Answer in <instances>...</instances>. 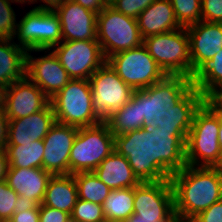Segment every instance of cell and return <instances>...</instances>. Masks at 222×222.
Returning <instances> with one entry per match:
<instances>
[{
    "label": "cell",
    "instance_id": "cell-1",
    "mask_svg": "<svg viewBox=\"0 0 222 222\" xmlns=\"http://www.w3.org/2000/svg\"><path fill=\"white\" fill-rule=\"evenodd\" d=\"M188 132L165 131L145 125L115 135V150L127 158L141 182L164 181L186 166Z\"/></svg>",
    "mask_w": 222,
    "mask_h": 222
},
{
    "label": "cell",
    "instance_id": "cell-2",
    "mask_svg": "<svg viewBox=\"0 0 222 222\" xmlns=\"http://www.w3.org/2000/svg\"><path fill=\"white\" fill-rule=\"evenodd\" d=\"M175 216L191 221L222 199V167L186 165L170 177Z\"/></svg>",
    "mask_w": 222,
    "mask_h": 222
},
{
    "label": "cell",
    "instance_id": "cell-3",
    "mask_svg": "<svg viewBox=\"0 0 222 222\" xmlns=\"http://www.w3.org/2000/svg\"><path fill=\"white\" fill-rule=\"evenodd\" d=\"M219 113L207 103L195 112L186 140V165L194 167H222L219 145Z\"/></svg>",
    "mask_w": 222,
    "mask_h": 222
},
{
    "label": "cell",
    "instance_id": "cell-4",
    "mask_svg": "<svg viewBox=\"0 0 222 222\" xmlns=\"http://www.w3.org/2000/svg\"><path fill=\"white\" fill-rule=\"evenodd\" d=\"M115 150V135L106 123L78 128L69 157V174L93 172Z\"/></svg>",
    "mask_w": 222,
    "mask_h": 222
},
{
    "label": "cell",
    "instance_id": "cell-5",
    "mask_svg": "<svg viewBox=\"0 0 222 222\" xmlns=\"http://www.w3.org/2000/svg\"><path fill=\"white\" fill-rule=\"evenodd\" d=\"M56 122L90 127L99 124L92 104V90L89 80L71 79L50 99Z\"/></svg>",
    "mask_w": 222,
    "mask_h": 222
},
{
    "label": "cell",
    "instance_id": "cell-6",
    "mask_svg": "<svg viewBox=\"0 0 222 222\" xmlns=\"http://www.w3.org/2000/svg\"><path fill=\"white\" fill-rule=\"evenodd\" d=\"M97 41L105 59L143 44L137 19L118 12L109 4L97 14Z\"/></svg>",
    "mask_w": 222,
    "mask_h": 222
},
{
    "label": "cell",
    "instance_id": "cell-7",
    "mask_svg": "<svg viewBox=\"0 0 222 222\" xmlns=\"http://www.w3.org/2000/svg\"><path fill=\"white\" fill-rule=\"evenodd\" d=\"M150 56L166 75L191 78L189 36L186 27L143 39Z\"/></svg>",
    "mask_w": 222,
    "mask_h": 222
},
{
    "label": "cell",
    "instance_id": "cell-8",
    "mask_svg": "<svg viewBox=\"0 0 222 222\" xmlns=\"http://www.w3.org/2000/svg\"><path fill=\"white\" fill-rule=\"evenodd\" d=\"M193 87L189 77L166 75L161 81L145 89L134 90L133 95L140 101L143 126L153 122L158 112L172 111Z\"/></svg>",
    "mask_w": 222,
    "mask_h": 222
},
{
    "label": "cell",
    "instance_id": "cell-9",
    "mask_svg": "<svg viewBox=\"0 0 222 222\" xmlns=\"http://www.w3.org/2000/svg\"><path fill=\"white\" fill-rule=\"evenodd\" d=\"M95 118L107 123L112 112L123 107L134 90L105 62L90 78Z\"/></svg>",
    "mask_w": 222,
    "mask_h": 222
},
{
    "label": "cell",
    "instance_id": "cell-10",
    "mask_svg": "<svg viewBox=\"0 0 222 222\" xmlns=\"http://www.w3.org/2000/svg\"><path fill=\"white\" fill-rule=\"evenodd\" d=\"M106 62L133 90L145 89L166 76L144 44L112 55Z\"/></svg>",
    "mask_w": 222,
    "mask_h": 222
},
{
    "label": "cell",
    "instance_id": "cell-11",
    "mask_svg": "<svg viewBox=\"0 0 222 222\" xmlns=\"http://www.w3.org/2000/svg\"><path fill=\"white\" fill-rule=\"evenodd\" d=\"M15 37L26 51H48L62 42L60 19L55 11L30 9L19 21Z\"/></svg>",
    "mask_w": 222,
    "mask_h": 222
},
{
    "label": "cell",
    "instance_id": "cell-12",
    "mask_svg": "<svg viewBox=\"0 0 222 222\" xmlns=\"http://www.w3.org/2000/svg\"><path fill=\"white\" fill-rule=\"evenodd\" d=\"M52 48L71 79L89 80L106 62L97 40L62 41Z\"/></svg>",
    "mask_w": 222,
    "mask_h": 222
},
{
    "label": "cell",
    "instance_id": "cell-13",
    "mask_svg": "<svg viewBox=\"0 0 222 222\" xmlns=\"http://www.w3.org/2000/svg\"><path fill=\"white\" fill-rule=\"evenodd\" d=\"M133 205L138 220H171L175 211L170 179L135 186Z\"/></svg>",
    "mask_w": 222,
    "mask_h": 222
},
{
    "label": "cell",
    "instance_id": "cell-14",
    "mask_svg": "<svg viewBox=\"0 0 222 222\" xmlns=\"http://www.w3.org/2000/svg\"><path fill=\"white\" fill-rule=\"evenodd\" d=\"M78 127L55 122L43 139V169L52 175L69 174V157Z\"/></svg>",
    "mask_w": 222,
    "mask_h": 222
},
{
    "label": "cell",
    "instance_id": "cell-15",
    "mask_svg": "<svg viewBox=\"0 0 222 222\" xmlns=\"http://www.w3.org/2000/svg\"><path fill=\"white\" fill-rule=\"evenodd\" d=\"M30 52V53H29ZM35 58L31 50L26 52L25 76L35 83L51 99L71 80L55 54Z\"/></svg>",
    "mask_w": 222,
    "mask_h": 222
},
{
    "label": "cell",
    "instance_id": "cell-16",
    "mask_svg": "<svg viewBox=\"0 0 222 222\" xmlns=\"http://www.w3.org/2000/svg\"><path fill=\"white\" fill-rule=\"evenodd\" d=\"M49 103L50 99L26 76L6 89L5 112L9 120L29 116Z\"/></svg>",
    "mask_w": 222,
    "mask_h": 222
},
{
    "label": "cell",
    "instance_id": "cell-17",
    "mask_svg": "<svg viewBox=\"0 0 222 222\" xmlns=\"http://www.w3.org/2000/svg\"><path fill=\"white\" fill-rule=\"evenodd\" d=\"M61 24L62 41L97 40V13L73 1L55 10Z\"/></svg>",
    "mask_w": 222,
    "mask_h": 222
},
{
    "label": "cell",
    "instance_id": "cell-18",
    "mask_svg": "<svg viewBox=\"0 0 222 222\" xmlns=\"http://www.w3.org/2000/svg\"><path fill=\"white\" fill-rule=\"evenodd\" d=\"M189 36L191 76L222 48V23L199 21L186 27Z\"/></svg>",
    "mask_w": 222,
    "mask_h": 222
},
{
    "label": "cell",
    "instance_id": "cell-19",
    "mask_svg": "<svg viewBox=\"0 0 222 222\" xmlns=\"http://www.w3.org/2000/svg\"><path fill=\"white\" fill-rule=\"evenodd\" d=\"M56 122L52 105L29 116L9 120L6 145H22V143L43 140Z\"/></svg>",
    "mask_w": 222,
    "mask_h": 222
},
{
    "label": "cell",
    "instance_id": "cell-20",
    "mask_svg": "<svg viewBox=\"0 0 222 222\" xmlns=\"http://www.w3.org/2000/svg\"><path fill=\"white\" fill-rule=\"evenodd\" d=\"M205 102V97L193 87L178 103L172 111L158 112L152 127H159L165 131H189L195 112Z\"/></svg>",
    "mask_w": 222,
    "mask_h": 222
},
{
    "label": "cell",
    "instance_id": "cell-21",
    "mask_svg": "<svg viewBox=\"0 0 222 222\" xmlns=\"http://www.w3.org/2000/svg\"><path fill=\"white\" fill-rule=\"evenodd\" d=\"M52 174L43 168H8L6 181L18 195L42 204Z\"/></svg>",
    "mask_w": 222,
    "mask_h": 222
},
{
    "label": "cell",
    "instance_id": "cell-22",
    "mask_svg": "<svg viewBox=\"0 0 222 222\" xmlns=\"http://www.w3.org/2000/svg\"><path fill=\"white\" fill-rule=\"evenodd\" d=\"M137 22L142 39L181 28L170 0H155L139 14Z\"/></svg>",
    "mask_w": 222,
    "mask_h": 222
},
{
    "label": "cell",
    "instance_id": "cell-23",
    "mask_svg": "<svg viewBox=\"0 0 222 222\" xmlns=\"http://www.w3.org/2000/svg\"><path fill=\"white\" fill-rule=\"evenodd\" d=\"M93 172L111 190L135 187L141 183L127 158L116 150L107 156Z\"/></svg>",
    "mask_w": 222,
    "mask_h": 222
},
{
    "label": "cell",
    "instance_id": "cell-24",
    "mask_svg": "<svg viewBox=\"0 0 222 222\" xmlns=\"http://www.w3.org/2000/svg\"><path fill=\"white\" fill-rule=\"evenodd\" d=\"M78 199V188L73 174L52 175L42 205L62 210L70 215Z\"/></svg>",
    "mask_w": 222,
    "mask_h": 222
},
{
    "label": "cell",
    "instance_id": "cell-25",
    "mask_svg": "<svg viewBox=\"0 0 222 222\" xmlns=\"http://www.w3.org/2000/svg\"><path fill=\"white\" fill-rule=\"evenodd\" d=\"M12 39H0V83L9 86L25 77L26 50Z\"/></svg>",
    "mask_w": 222,
    "mask_h": 222
},
{
    "label": "cell",
    "instance_id": "cell-26",
    "mask_svg": "<svg viewBox=\"0 0 222 222\" xmlns=\"http://www.w3.org/2000/svg\"><path fill=\"white\" fill-rule=\"evenodd\" d=\"M44 149L43 140L6 145L8 168H43Z\"/></svg>",
    "mask_w": 222,
    "mask_h": 222
},
{
    "label": "cell",
    "instance_id": "cell-27",
    "mask_svg": "<svg viewBox=\"0 0 222 222\" xmlns=\"http://www.w3.org/2000/svg\"><path fill=\"white\" fill-rule=\"evenodd\" d=\"M191 84L206 97L222 85V48L212 59L203 62L192 74Z\"/></svg>",
    "mask_w": 222,
    "mask_h": 222
},
{
    "label": "cell",
    "instance_id": "cell-28",
    "mask_svg": "<svg viewBox=\"0 0 222 222\" xmlns=\"http://www.w3.org/2000/svg\"><path fill=\"white\" fill-rule=\"evenodd\" d=\"M134 187L110 190L102 204L106 222L128 220L134 214Z\"/></svg>",
    "mask_w": 222,
    "mask_h": 222
},
{
    "label": "cell",
    "instance_id": "cell-29",
    "mask_svg": "<svg viewBox=\"0 0 222 222\" xmlns=\"http://www.w3.org/2000/svg\"><path fill=\"white\" fill-rule=\"evenodd\" d=\"M106 124L114 135H121L143 128L140 101L132 95L123 107L112 112V117Z\"/></svg>",
    "mask_w": 222,
    "mask_h": 222
},
{
    "label": "cell",
    "instance_id": "cell-30",
    "mask_svg": "<svg viewBox=\"0 0 222 222\" xmlns=\"http://www.w3.org/2000/svg\"><path fill=\"white\" fill-rule=\"evenodd\" d=\"M73 176L77 184L79 199L103 204L111 189L94 172H81Z\"/></svg>",
    "mask_w": 222,
    "mask_h": 222
},
{
    "label": "cell",
    "instance_id": "cell-31",
    "mask_svg": "<svg viewBox=\"0 0 222 222\" xmlns=\"http://www.w3.org/2000/svg\"><path fill=\"white\" fill-rule=\"evenodd\" d=\"M174 15L181 27L201 21V0H170Z\"/></svg>",
    "mask_w": 222,
    "mask_h": 222
},
{
    "label": "cell",
    "instance_id": "cell-32",
    "mask_svg": "<svg viewBox=\"0 0 222 222\" xmlns=\"http://www.w3.org/2000/svg\"><path fill=\"white\" fill-rule=\"evenodd\" d=\"M73 222H106L102 205L77 199L71 214Z\"/></svg>",
    "mask_w": 222,
    "mask_h": 222
},
{
    "label": "cell",
    "instance_id": "cell-33",
    "mask_svg": "<svg viewBox=\"0 0 222 222\" xmlns=\"http://www.w3.org/2000/svg\"><path fill=\"white\" fill-rule=\"evenodd\" d=\"M16 15L8 0H0V39H14L17 31Z\"/></svg>",
    "mask_w": 222,
    "mask_h": 222
},
{
    "label": "cell",
    "instance_id": "cell-34",
    "mask_svg": "<svg viewBox=\"0 0 222 222\" xmlns=\"http://www.w3.org/2000/svg\"><path fill=\"white\" fill-rule=\"evenodd\" d=\"M19 195L8 186L7 181L0 182V220H10L15 213L16 199Z\"/></svg>",
    "mask_w": 222,
    "mask_h": 222
},
{
    "label": "cell",
    "instance_id": "cell-35",
    "mask_svg": "<svg viewBox=\"0 0 222 222\" xmlns=\"http://www.w3.org/2000/svg\"><path fill=\"white\" fill-rule=\"evenodd\" d=\"M155 0H112L109 5L118 12L137 19L139 14Z\"/></svg>",
    "mask_w": 222,
    "mask_h": 222
},
{
    "label": "cell",
    "instance_id": "cell-36",
    "mask_svg": "<svg viewBox=\"0 0 222 222\" xmlns=\"http://www.w3.org/2000/svg\"><path fill=\"white\" fill-rule=\"evenodd\" d=\"M201 20L222 23V0H201Z\"/></svg>",
    "mask_w": 222,
    "mask_h": 222
},
{
    "label": "cell",
    "instance_id": "cell-37",
    "mask_svg": "<svg viewBox=\"0 0 222 222\" xmlns=\"http://www.w3.org/2000/svg\"><path fill=\"white\" fill-rule=\"evenodd\" d=\"M39 222H70L71 215L65 211L39 205Z\"/></svg>",
    "mask_w": 222,
    "mask_h": 222
},
{
    "label": "cell",
    "instance_id": "cell-38",
    "mask_svg": "<svg viewBox=\"0 0 222 222\" xmlns=\"http://www.w3.org/2000/svg\"><path fill=\"white\" fill-rule=\"evenodd\" d=\"M190 222H222V199L200 212Z\"/></svg>",
    "mask_w": 222,
    "mask_h": 222
},
{
    "label": "cell",
    "instance_id": "cell-39",
    "mask_svg": "<svg viewBox=\"0 0 222 222\" xmlns=\"http://www.w3.org/2000/svg\"><path fill=\"white\" fill-rule=\"evenodd\" d=\"M207 103L215 112L222 114V85L213 89L206 97Z\"/></svg>",
    "mask_w": 222,
    "mask_h": 222
},
{
    "label": "cell",
    "instance_id": "cell-40",
    "mask_svg": "<svg viewBox=\"0 0 222 222\" xmlns=\"http://www.w3.org/2000/svg\"><path fill=\"white\" fill-rule=\"evenodd\" d=\"M11 222H39V206L23 212L14 213Z\"/></svg>",
    "mask_w": 222,
    "mask_h": 222
},
{
    "label": "cell",
    "instance_id": "cell-41",
    "mask_svg": "<svg viewBox=\"0 0 222 222\" xmlns=\"http://www.w3.org/2000/svg\"><path fill=\"white\" fill-rule=\"evenodd\" d=\"M73 2L80 4L82 7L97 14H99L109 4L106 0H73Z\"/></svg>",
    "mask_w": 222,
    "mask_h": 222
},
{
    "label": "cell",
    "instance_id": "cell-42",
    "mask_svg": "<svg viewBox=\"0 0 222 222\" xmlns=\"http://www.w3.org/2000/svg\"><path fill=\"white\" fill-rule=\"evenodd\" d=\"M9 119L6 116L5 110H0V148L6 147L8 138Z\"/></svg>",
    "mask_w": 222,
    "mask_h": 222
},
{
    "label": "cell",
    "instance_id": "cell-43",
    "mask_svg": "<svg viewBox=\"0 0 222 222\" xmlns=\"http://www.w3.org/2000/svg\"><path fill=\"white\" fill-rule=\"evenodd\" d=\"M38 206L39 204L36 201L19 195L16 199L15 213L33 209L34 207Z\"/></svg>",
    "mask_w": 222,
    "mask_h": 222
},
{
    "label": "cell",
    "instance_id": "cell-44",
    "mask_svg": "<svg viewBox=\"0 0 222 222\" xmlns=\"http://www.w3.org/2000/svg\"><path fill=\"white\" fill-rule=\"evenodd\" d=\"M8 160L4 148H0V182L6 180Z\"/></svg>",
    "mask_w": 222,
    "mask_h": 222
},
{
    "label": "cell",
    "instance_id": "cell-45",
    "mask_svg": "<svg viewBox=\"0 0 222 222\" xmlns=\"http://www.w3.org/2000/svg\"><path fill=\"white\" fill-rule=\"evenodd\" d=\"M45 4H41L39 6H35L34 10H45V11H55L58 6L61 4V0H40V2H42ZM35 2H37V0H35Z\"/></svg>",
    "mask_w": 222,
    "mask_h": 222
},
{
    "label": "cell",
    "instance_id": "cell-46",
    "mask_svg": "<svg viewBox=\"0 0 222 222\" xmlns=\"http://www.w3.org/2000/svg\"><path fill=\"white\" fill-rule=\"evenodd\" d=\"M6 89L7 86L0 83V110H5Z\"/></svg>",
    "mask_w": 222,
    "mask_h": 222
},
{
    "label": "cell",
    "instance_id": "cell-47",
    "mask_svg": "<svg viewBox=\"0 0 222 222\" xmlns=\"http://www.w3.org/2000/svg\"><path fill=\"white\" fill-rule=\"evenodd\" d=\"M130 222H169L170 220H138L137 217L132 214L129 217Z\"/></svg>",
    "mask_w": 222,
    "mask_h": 222
},
{
    "label": "cell",
    "instance_id": "cell-48",
    "mask_svg": "<svg viewBox=\"0 0 222 222\" xmlns=\"http://www.w3.org/2000/svg\"><path fill=\"white\" fill-rule=\"evenodd\" d=\"M219 134H218V140H219V145L222 150V114H219Z\"/></svg>",
    "mask_w": 222,
    "mask_h": 222
},
{
    "label": "cell",
    "instance_id": "cell-49",
    "mask_svg": "<svg viewBox=\"0 0 222 222\" xmlns=\"http://www.w3.org/2000/svg\"><path fill=\"white\" fill-rule=\"evenodd\" d=\"M169 222H190V221L184 218H181L179 216H174Z\"/></svg>",
    "mask_w": 222,
    "mask_h": 222
},
{
    "label": "cell",
    "instance_id": "cell-50",
    "mask_svg": "<svg viewBox=\"0 0 222 222\" xmlns=\"http://www.w3.org/2000/svg\"><path fill=\"white\" fill-rule=\"evenodd\" d=\"M9 2L11 1V3L13 2H17V3H21V4H23V3H34L35 2V0H8Z\"/></svg>",
    "mask_w": 222,
    "mask_h": 222
},
{
    "label": "cell",
    "instance_id": "cell-51",
    "mask_svg": "<svg viewBox=\"0 0 222 222\" xmlns=\"http://www.w3.org/2000/svg\"><path fill=\"white\" fill-rule=\"evenodd\" d=\"M109 222H130V221L128 219V220H116V221H109Z\"/></svg>",
    "mask_w": 222,
    "mask_h": 222
},
{
    "label": "cell",
    "instance_id": "cell-52",
    "mask_svg": "<svg viewBox=\"0 0 222 222\" xmlns=\"http://www.w3.org/2000/svg\"><path fill=\"white\" fill-rule=\"evenodd\" d=\"M73 0H61V4L64 3V2H71Z\"/></svg>",
    "mask_w": 222,
    "mask_h": 222
},
{
    "label": "cell",
    "instance_id": "cell-53",
    "mask_svg": "<svg viewBox=\"0 0 222 222\" xmlns=\"http://www.w3.org/2000/svg\"><path fill=\"white\" fill-rule=\"evenodd\" d=\"M0 222H11L10 220H0Z\"/></svg>",
    "mask_w": 222,
    "mask_h": 222
}]
</instances>
